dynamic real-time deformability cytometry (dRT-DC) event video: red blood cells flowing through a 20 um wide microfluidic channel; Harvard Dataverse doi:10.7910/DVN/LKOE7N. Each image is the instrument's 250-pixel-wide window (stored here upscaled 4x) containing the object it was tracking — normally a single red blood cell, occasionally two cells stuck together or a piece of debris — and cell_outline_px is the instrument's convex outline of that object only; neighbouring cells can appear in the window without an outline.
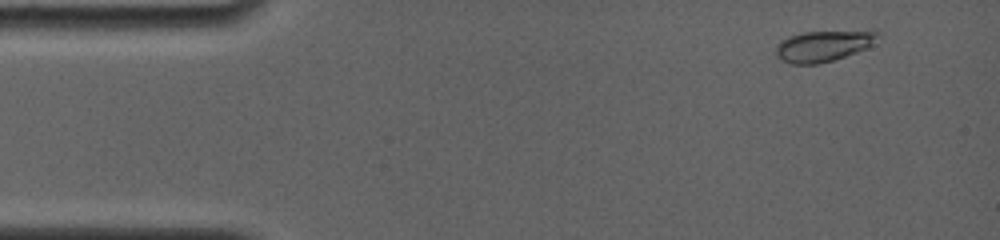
{"species": "common noctule bat (a hibernating species)", "species_latin": "Nyctalus noctula", "temperature_condition": "room temperature", "stored_images_in_passage": 11, "camera_frame_rate_fps": 4000, "um_per_image_px": 0.085, "animal": {"sex": "female", "body_mass_g": 19.0, "forearm_length_mm": 56.7}, "frame": {"image": 1, "passage_image": 2, "time_ms": 0.75, "image_size_px": [1000, 240], "cell_outline_px": [[880, 36], [864, 48], [844, 56], [832, 60], [816, 64], [792, 64], [776, 56], [776, 44], [780, 40], [788, 36], [804, 32], [868, 28], [876, 28], [880, 32]], "centroid_in_image_um": [70.04, 3.83], "position_along_channel_um": 15.0, "area_um2": 18.9}}
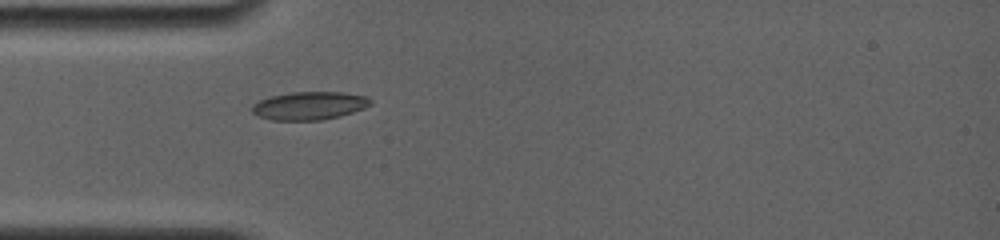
{"frame": {"image": 2, "passage_image": 8, "time_ms": 4.25, "image_size_px": [1000, 240], "cell_outline_px": [[372, 104], [364, 108], [340, 116], [320, 120], [272, 120], [260, 116], [252, 112], [252, 104], [260, 100], [272, 96], [292, 92], [340, 92], [368, 96], [372, 100]], "centroid_in_image_um": [26.32, 8.98], "position_along_channel_um": 58.7, "area_um2": 19.31}}
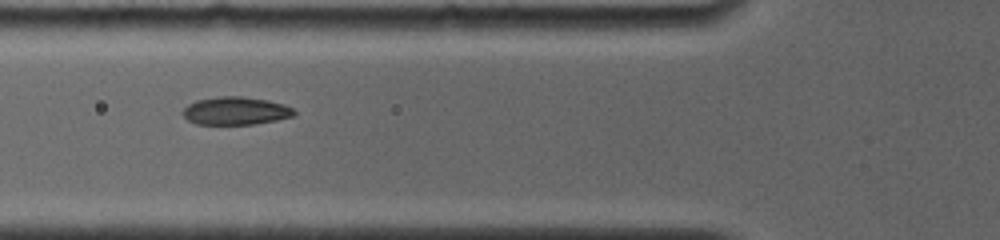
{"frame": {"image": 3, "passage_image": 10, "time_ms": 5.5, "image_size_px": [1000, 240], "cell_outline_px": [[296, 112], [292, 116], [276, 120], [252, 124], [196, 124], [188, 120], [184, 116], [184, 108], [188, 104], [196, 100], [220, 96], [240, 96], [268, 100], [284, 104], [292, 108]], "centroid_in_image_um": [20.02, 9.41], "position_along_channel_um": 105.8, "area_um2": 17.98}}